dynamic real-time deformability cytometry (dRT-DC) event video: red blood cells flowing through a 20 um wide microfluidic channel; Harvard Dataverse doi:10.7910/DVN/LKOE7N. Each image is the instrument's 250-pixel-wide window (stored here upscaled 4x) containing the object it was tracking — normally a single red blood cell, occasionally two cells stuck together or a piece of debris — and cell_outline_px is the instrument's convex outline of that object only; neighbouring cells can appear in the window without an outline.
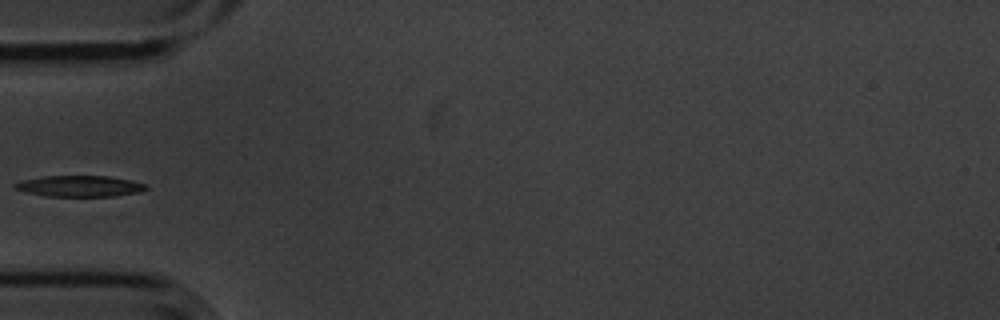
{"species": "common noctule bat (a hibernating species)", "species_latin": "Nyctalus noctula", "temperature_condition": "cold", "stored_images_in_passage": 7, "camera_frame_rate_fps": 3000, "um_per_image_px": 0.085, "animal": {"sex": "male", "body_mass_g": 20.1, "forearm_length_mm": 53.5}, "frame": {"image": 1, "passage_image": 6, "time_ms": 1.667, "image_size_px": [1000, 320], "cell_outline_px": [[148, 188], [140, 192], [112, 196], [48, 196], [24, 192], [16, 188], [12, 184], [24, 180], [44, 176], [108, 176], [132, 180], [148, 184]], "centroid_in_image_um": [6.82, 15.82], "position_along_channel_um": 78.2, "area_um2": 16.07}}
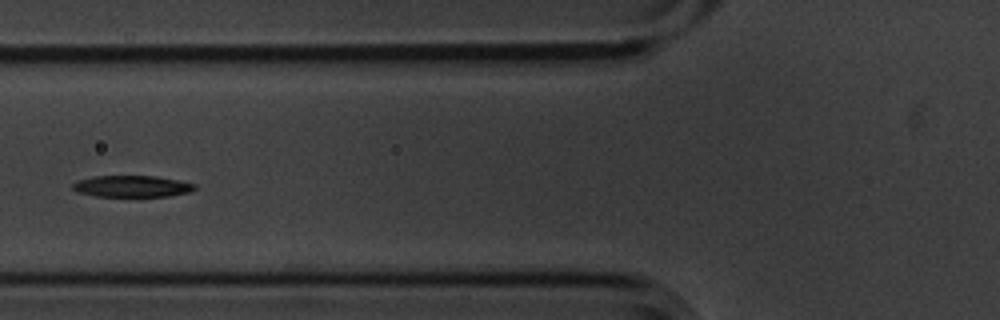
{"frame": {"image": 2, "passage_image": 7, "time_ms": 2.0, "image_size_px": [1000, 320], "cell_outline_px": [[196, 188], [188, 192], [168, 196], [136, 200], [96, 196], [76, 192], [72, 188], [72, 184], [76, 180], [92, 176], [156, 176], [180, 180], [196, 184]], "centroid_in_image_um": [11.19, 15.88], "position_along_channel_um": 114.6, "area_um2": 16.42}}